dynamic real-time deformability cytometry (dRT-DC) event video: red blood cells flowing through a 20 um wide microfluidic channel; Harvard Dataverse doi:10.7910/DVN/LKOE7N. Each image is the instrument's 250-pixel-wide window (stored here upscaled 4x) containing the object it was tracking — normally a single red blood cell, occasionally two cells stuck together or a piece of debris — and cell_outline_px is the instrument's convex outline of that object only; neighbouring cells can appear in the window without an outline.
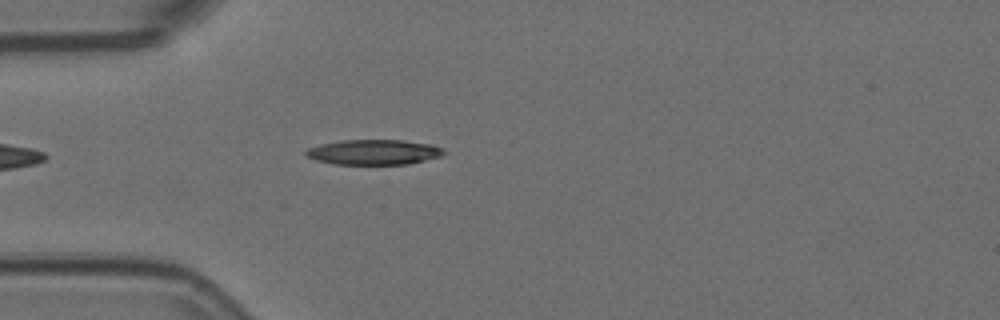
{"species": "Egyptian fruit bat (a non-hibernating species)", "species_latin": "Rousettus aegyptiacus", "temperature_condition": "room temperature", "stored_images_in_passage": 5, "camera_frame_rate_fps": 3000, "um_per_image_px": 0.085, "animal": {"sex": "female"}, "frame": {"image": 1, "passage_image": 5, "time_ms": 1.333, "image_size_px": [1000, 320], "cell_outline_px": [[444, 152], [440, 156], [408, 164], [332, 164], [316, 160], [308, 156], [304, 152], [308, 148], [320, 144], [340, 140], [404, 140], [432, 144], [444, 148]], "centroid_in_image_um": [31.77, 12.92], "position_along_channel_um": 53.2, "area_um2": 20.17}}